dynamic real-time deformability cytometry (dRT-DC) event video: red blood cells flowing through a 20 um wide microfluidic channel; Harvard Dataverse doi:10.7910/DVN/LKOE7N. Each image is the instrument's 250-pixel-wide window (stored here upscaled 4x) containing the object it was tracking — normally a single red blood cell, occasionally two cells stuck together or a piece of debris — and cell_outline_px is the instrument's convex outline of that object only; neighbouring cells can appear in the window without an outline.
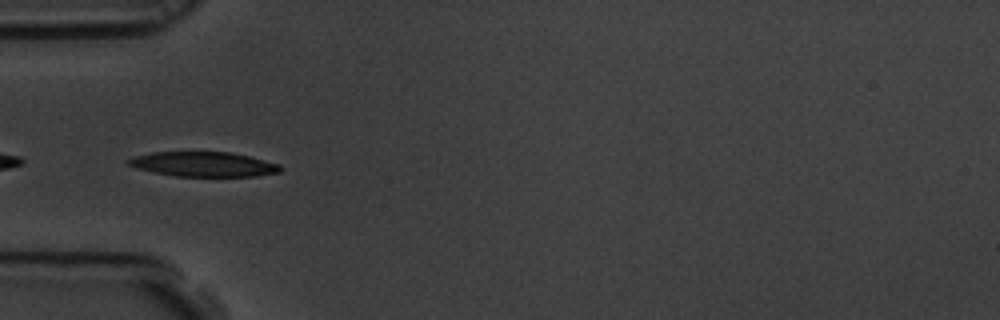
{"species": "common noctule bat (a hibernating species)", "species_latin": "Nyctalus noctula", "temperature_condition": "room temperature", "stored_images_in_passage": 13, "camera_frame_rate_fps": 3000, "um_per_image_px": 0.085, "animal": {"sex": "male", "body_mass_g": 19.5, "forearm_length_mm": 54.6}, "frame": {"image": 1, "passage_image": 1, "time_ms": 0.0, "image_size_px": [1000, 320], "cell_outline_px": [[284, 168], [280, 172], [256, 176], [176, 176], [136, 168], [128, 164], [124, 160], [136, 156], [152, 152], [232, 152], [280, 164]], "centroid_in_image_um": [17.33, 13.95], "position_along_channel_um": 67.7, "area_um2": 21.85}}
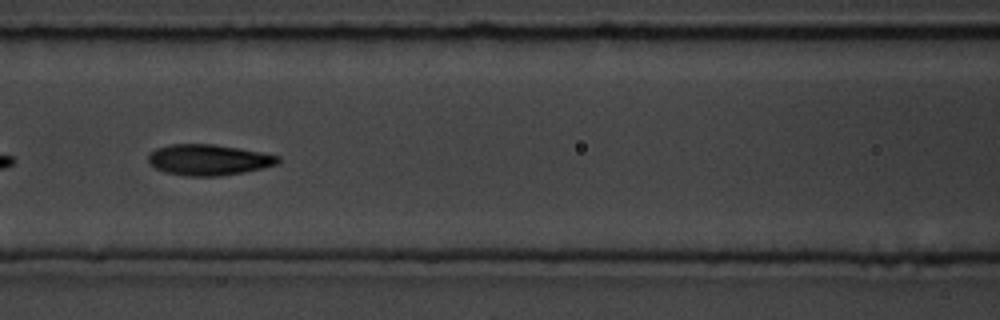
{"frame": {"image": 2, "passage_image": 8, "time_ms": 2.333, "image_size_px": [1000, 320], "cell_outline_px": [[280, 160], [276, 164], [244, 172], [220, 176], [188, 176], [164, 172], [148, 164], [148, 156], [156, 148], [168, 144], [212, 144], [240, 148], [280, 156]], "centroid_in_image_um": [17.69, 13.58], "position_along_channel_um": 148.9, "area_um2": 23.29}}
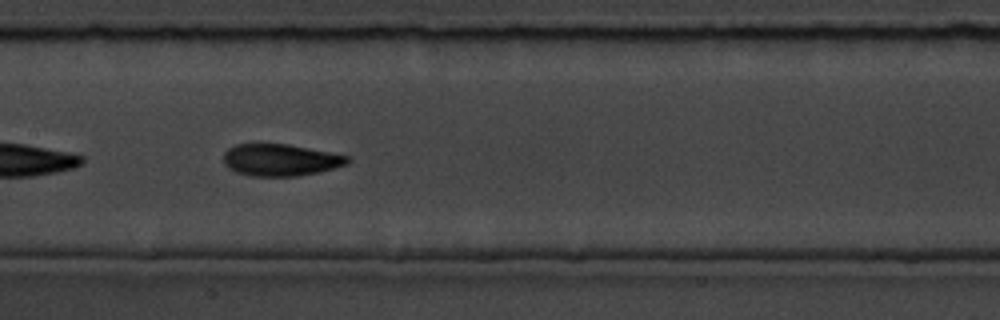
{"frame": {"image": 3, "passage_image": 11, "time_ms": 3.333, "image_size_px": [1000, 320], "cell_outline_px": [[352, 160], [348, 164], [316, 172], [296, 176], [252, 176], [236, 172], [228, 168], [224, 164], [224, 152], [228, 148], [236, 144], [288, 144], [348, 156]], "centroid_in_image_um": [23.81, 13.59], "position_along_channel_um": 183.6, "area_um2": 22.89}}